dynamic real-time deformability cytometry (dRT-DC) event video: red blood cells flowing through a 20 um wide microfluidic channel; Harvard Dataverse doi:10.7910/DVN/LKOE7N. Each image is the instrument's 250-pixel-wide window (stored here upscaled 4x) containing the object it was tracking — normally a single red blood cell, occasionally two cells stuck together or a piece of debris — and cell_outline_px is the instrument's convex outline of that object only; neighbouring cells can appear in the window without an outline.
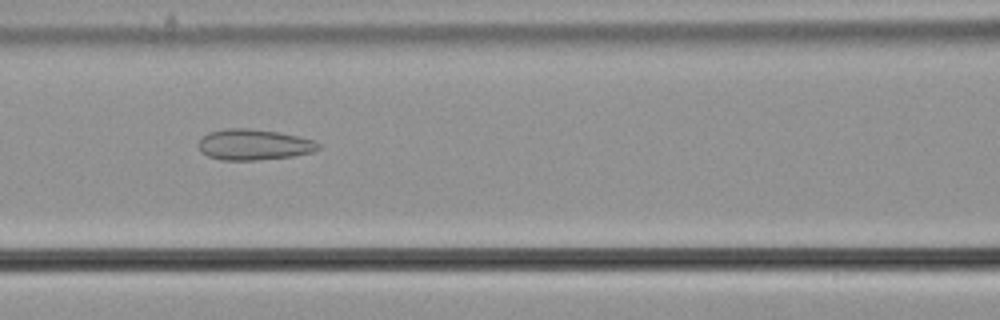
{"species": "common noctule bat (a hibernating species)", "species_latin": "Nyctalus noctula", "temperature_condition": "cold", "stored_images_in_passage": 56, "camera_frame_rate_fps": 3000, "um_per_image_px": 0.085, "animal": {"sex": "male", "body_mass_g": 21.5, "forearm_length_mm": 52.0}, "frame": {"image": 1, "passage_image": 25, "time_ms": 8.0, "image_size_px": [1000, 320], "cell_outline_px": [[320, 148], [312, 152], [292, 156], [256, 160], [220, 160], [208, 156], [200, 152], [196, 144], [208, 132], [224, 128], [248, 128], [280, 132], [312, 140], [320, 144]], "centroid_in_image_um": [21.52, 12.29], "position_along_channel_um": 145.1, "area_um2": 21.62}}
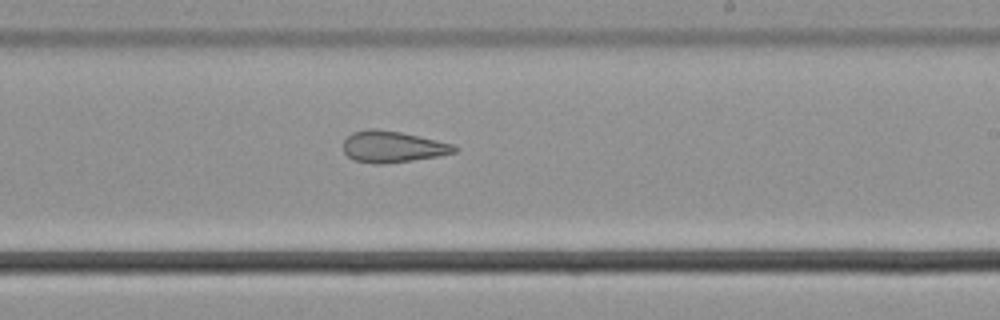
{"frame": {"image": 2, "passage_image": 34, "time_ms": 11.0, "image_size_px": [1000, 320], "cell_outline_px": [[460, 148], [456, 152], [440, 156], [412, 160], [380, 164], [376, 164], [352, 160], [344, 152], [344, 140], [352, 132], [368, 128], [376, 128], [400, 132], [456, 144]], "centroid_in_image_um": [33.4, 12.47], "position_along_channel_um": 255.6, "area_um2": 20.52}}
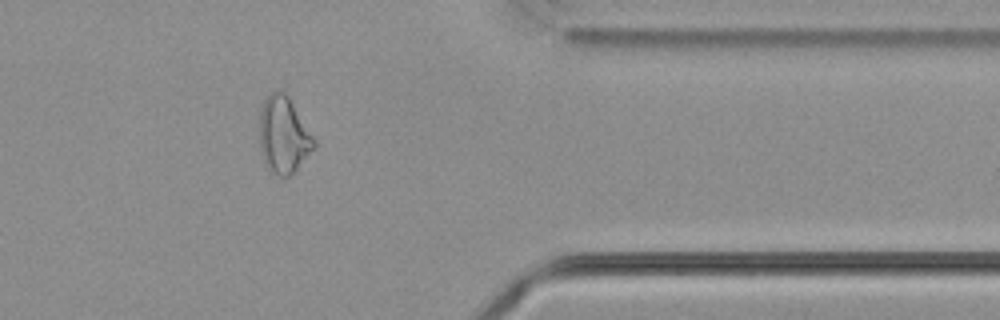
{"frame": {"image": 3, "passage_image": 46, "time_ms": 15.0, "image_size_px": [1000, 320], "cell_outline_px": [[316, 148], [288, 176], [280, 176], [268, 168], [264, 160], [260, 148], [260, 108], [264, 100], [272, 92], [280, 88], [288, 96], [316, 140]], "centroid_in_image_um": [24.11, 11.44], "position_along_channel_um": 387.3, "area_um2": 24.1}, "authors_computed_cell_mechanics": {"area_um2": 25.3453, "velocity_mm_per_s": 3.6965, "shape_relaxation_time_tau1_ms": null, "shape_relaxation_time_tau2_ms": 3.1663, "deformation_change_tau1": null, "deformation_change_tau2": 0.1257}}